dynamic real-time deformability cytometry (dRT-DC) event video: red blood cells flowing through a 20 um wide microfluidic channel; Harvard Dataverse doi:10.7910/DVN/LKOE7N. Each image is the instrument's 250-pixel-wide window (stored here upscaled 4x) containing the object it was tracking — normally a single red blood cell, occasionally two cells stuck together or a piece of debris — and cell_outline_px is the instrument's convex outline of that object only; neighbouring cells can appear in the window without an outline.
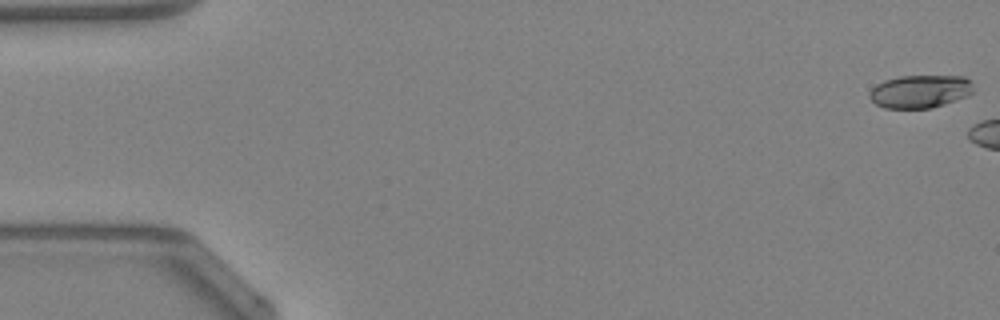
{"species": "Egyptian fruit bat (a non-hibernating species)", "species_latin": "Rousettus aegyptiacus", "temperature_condition": "warm", "stored_images_in_passage": 5, "camera_frame_rate_fps": 3000, "um_per_image_px": 0.085, "animal": {"sex": "female"}, "frame": {"image": 1, "passage_image": 1, "time_ms": 0.0, "image_size_px": [1000, 320], "cell_outline_px": [[972, 92], [968, 96], [932, 108], [884, 108], [876, 104], [868, 96], [868, 92], [876, 84], [884, 80], [900, 76], [964, 76], [972, 80]], "centroid_in_image_um": [78.2, 7.76], "position_along_channel_um": 6.8, "area_um2": 20.11}}